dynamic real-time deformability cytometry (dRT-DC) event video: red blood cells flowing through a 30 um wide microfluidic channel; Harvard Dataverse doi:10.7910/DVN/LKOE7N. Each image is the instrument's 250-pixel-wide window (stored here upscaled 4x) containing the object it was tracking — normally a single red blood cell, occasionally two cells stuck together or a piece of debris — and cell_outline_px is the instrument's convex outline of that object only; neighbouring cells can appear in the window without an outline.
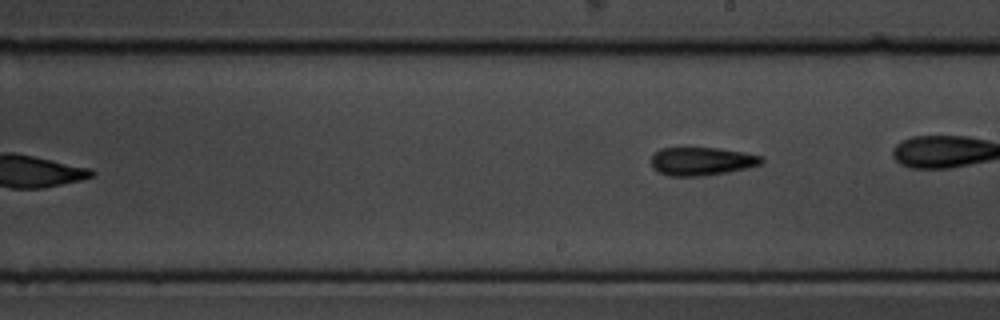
{"species": "common noctule bat (a hibernating species)", "species_latin": "Nyctalus noctula", "temperature_condition": "cold", "stored_images_in_passage": 10, "camera_frame_rate_fps": 3000, "um_per_image_px": 0.085, "animal": {"sex": "male", "body_mass_g": 19.5, "forearm_length_mm": 54.6}, "frame": {"image": 1, "passage_image": 10, "time_ms": 11.333, "image_size_px": [1000, 320], "cell_outline_px": [[764, 160], [760, 164], [748, 168], [728, 172], [704, 176], [668, 176], [652, 168], [648, 160], [660, 148], [720, 148], [744, 152], [764, 156]], "centroid_in_image_um": [59.64, 13.71], "position_along_channel_um": 229.4, "area_um2": 18.44}}